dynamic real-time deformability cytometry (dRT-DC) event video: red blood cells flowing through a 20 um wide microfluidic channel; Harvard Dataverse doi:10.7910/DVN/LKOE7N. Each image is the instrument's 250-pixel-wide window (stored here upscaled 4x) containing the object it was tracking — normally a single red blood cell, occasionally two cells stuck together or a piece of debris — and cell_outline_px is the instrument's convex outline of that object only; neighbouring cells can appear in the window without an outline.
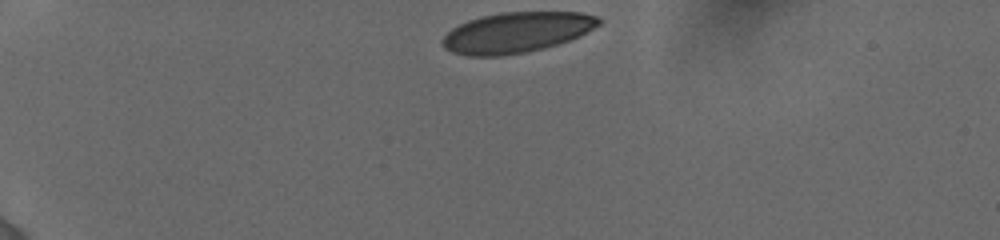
{"species": "human", "species_latin": "Homo sapiens", "temperature_condition": "cold", "stored_images_in_passage": 44, "camera_frame_rate_fps": 3000, "um_per_image_px": 0.085, "donor": {"sex": "female"}, "frame": {"image": 1, "passage_image": 1, "time_ms": 0.0, "image_size_px": [1000, 240], "cell_outline_px": [[604, 20], [600, 24], [580, 36], [544, 48], [524, 52], [500, 56], [468, 56], [452, 52], [444, 48], [440, 44], [440, 40], [452, 28], [468, 20], [480, 16], [500, 12], [580, 12], [600, 16]], "centroid_in_image_um": [43.9, 2.75], "position_along_channel_um": 41.1, "area_um2": 37.11}}
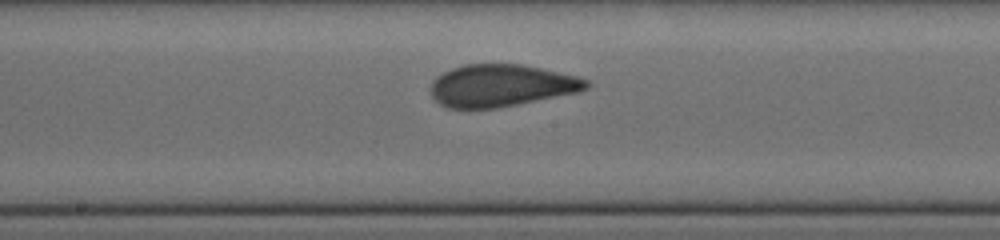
{"frame": {"image": 2, "passage_image": 23, "time_ms": 6.0, "image_size_px": [1000, 240], "cell_outline_px": [[592, 84], [588, 88], [580, 92], [496, 108], [448, 108], [440, 104], [432, 96], [432, 80], [436, 76], [452, 68], [464, 64], [520, 64], [540, 68], [576, 76], [588, 80]], "centroid_in_image_um": [42.62, 7.27], "position_along_channel_um": 205.6, "area_um2": 38.15}}
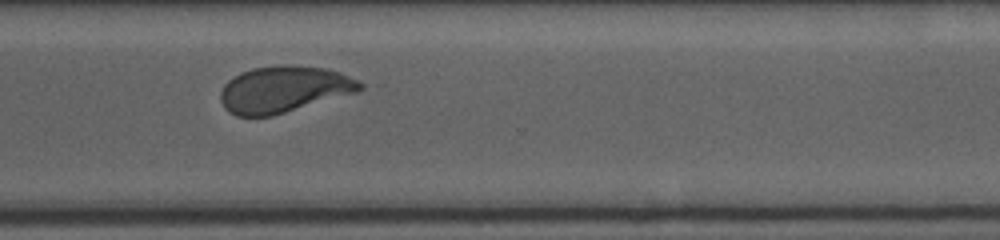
{"frame": {"image": 3, "passage_image": 43, "time_ms": 9.667, "image_size_px": [1000, 240], "cell_outline_px": [[364, 88], [356, 92], [272, 116], [236, 116], [224, 108], [220, 100], [220, 92], [224, 84], [228, 80], [240, 72], [252, 68], [280, 64], [288, 64], [328, 68], [340, 72], [364, 84]], "centroid_in_image_um": [24.1, 7.58], "position_along_channel_um": 346.5, "area_um2": 37.92}}